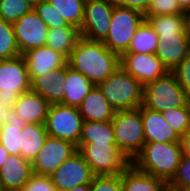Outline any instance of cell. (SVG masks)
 <instances>
[{
	"label": "cell",
	"instance_id": "6da1fadb",
	"mask_svg": "<svg viewBox=\"0 0 190 191\" xmlns=\"http://www.w3.org/2000/svg\"><path fill=\"white\" fill-rule=\"evenodd\" d=\"M67 64L97 85L120 67V56L109 50L102 41H91L81 37Z\"/></svg>",
	"mask_w": 190,
	"mask_h": 191
},
{
	"label": "cell",
	"instance_id": "7a4b0ae2",
	"mask_svg": "<svg viewBox=\"0 0 190 191\" xmlns=\"http://www.w3.org/2000/svg\"><path fill=\"white\" fill-rule=\"evenodd\" d=\"M182 155L181 142H145L131 164L139 171L168 183L174 176Z\"/></svg>",
	"mask_w": 190,
	"mask_h": 191
},
{
	"label": "cell",
	"instance_id": "3957f363",
	"mask_svg": "<svg viewBox=\"0 0 190 191\" xmlns=\"http://www.w3.org/2000/svg\"><path fill=\"white\" fill-rule=\"evenodd\" d=\"M97 86L115 111L142 106L143 85L121 66Z\"/></svg>",
	"mask_w": 190,
	"mask_h": 191
},
{
	"label": "cell",
	"instance_id": "277c9868",
	"mask_svg": "<svg viewBox=\"0 0 190 191\" xmlns=\"http://www.w3.org/2000/svg\"><path fill=\"white\" fill-rule=\"evenodd\" d=\"M111 122L117 148L132 161L145 144L141 106L115 111Z\"/></svg>",
	"mask_w": 190,
	"mask_h": 191
},
{
	"label": "cell",
	"instance_id": "5b68a950",
	"mask_svg": "<svg viewBox=\"0 0 190 191\" xmlns=\"http://www.w3.org/2000/svg\"><path fill=\"white\" fill-rule=\"evenodd\" d=\"M188 105V97L173 72L143 86L144 108L162 112Z\"/></svg>",
	"mask_w": 190,
	"mask_h": 191
},
{
	"label": "cell",
	"instance_id": "8992f818",
	"mask_svg": "<svg viewBox=\"0 0 190 191\" xmlns=\"http://www.w3.org/2000/svg\"><path fill=\"white\" fill-rule=\"evenodd\" d=\"M145 20L144 14L138 10L115 5L111 26L103 44L112 52L121 56L128 51L130 42L137 28Z\"/></svg>",
	"mask_w": 190,
	"mask_h": 191
},
{
	"label": "cell",
	"instance_id": "52a82bcc",
	"mask_svg": "<svg viewBox=\"0 0 190 191\" xmlns=\"http://www.w3.org/2000/svg\"><path fill=\"white\" fill-rule=\"evenodd\" d=\"M77 151L95 176L121 174L131 164L116 143L78 144Z\"/></svg>",
	"mask_w": 190,
	"mask_h": 191
},
{
	"label": "cell",
	"instance_id": "ba28073f",
	"mask_svg": "<svg viewBox=\"0 0 190 191\" xmlns=\"http://www.w3.org/2000/svg\"><path fill=\"white\" fill-rule=\"evenodd\" d=\"M31 90V80L22 55L0 60V102L12 106L19 96Z\"/></svg>",
	"mask_w": 190,
	"mask_h": 191
},
{
	"label": "cell",
	"instance_id": "9c48e42d",
	"mask_svg": "<svg viewBox=\"0 0 190 191\" xmlns=\"http://www.w3.org/2000/svg\"><path fill=\"white\" fill-rule=\"evenodd\" d=\"M83 119L78 107L61 103L51 104L45 120L50 137L67 140L78 146Z\"/></svg>",
	"mask_w": 190,
	"mask_h": 191
},
{
	"label": "cell",
	"instance_id": "30bf717a",
	"mask_svg": "<svg viewBox=\"0 0 190 191\" xmlns=\"http://www.w3.org/2000/svg\"><path fill=\"white\" fill-rule=\"evenodd\" d=\"M114 6L112 0H86L80 27L81 37L91 41H103L111 26Z\"/></svg>",
	"mask_w": 190,
	"mask_h": 191
},
{
	"label": "cell",
	"instance_id": "8fae6325",
	"mask_svg": "<svg viewBox=\"0 0 190 191\" xmlns=\"http://www.w3.org/2000/svg\"><path fill=\"white\" fill-rule=\"evenodd\" d=\"M49 176L57 191H68L79 185L90 184L95 175L76 151Z\"/></svg>",
	"mask_w": 190,
	"mask_h": 191
},
{
	"label": "cell",
	"instance_id": "7c38bea8",
	"mask_svg": "<svg viewBox=\"0 0 190 191\" xmlns=\"http://www.w3.org/2000/svg\"><path fill=\"white\" fill-rule=\"evenodd\" d=\"M76 151L77 147L72 142L48 136L37 157L32 161L33 173L51 175Z\"/></svg>",
	"mask_w": 190,
	"mask_h": 191
},
{
	"label": "cell",
	"instance_id": "4fadbf2b",
	"mask_svg": "<svg viewBox=\"0 0 190 191\" xmlns=\"http://www.w3.org/2000/svg\"><path fill=\"white\" fill-rule=\"evenodd\" d=\"M13 28L20 55L46 45L49 28L34 9L14 22Z\"/></svg>",
	"mask_w": 190,
	"mask_h": 191
},
{
	"label": "cell",
	"instance_id": "5bb4252c",
	"mask_svg": "<svg viewBox=\"0 0 190 191\" xmlns=\"http://www.w3.org/2000/svg\"><path fill=\"white\" fill-rule=\"evenodd\" d=\"M120 66L143 86L169 72L155 54L124 53Z\"/></svg>",
	"mask_w": 190,
	"mask_h": 191
},
{
	"label": "cell",
	"instance_id": "9a60e30c",
	"mask_svg": "<svg viewBox=\"0 0 190 191\" xmlns=\"http://www.w3.org/2000/svg\"><path fill=\"white\" fill-rule=\"evenodd\" d=\"M22 56L25 60L31 82L36 77L45 75L52 70L64 68L68 63V59L64 55L46 45L31 49Z\"/></svg>",
	"mask_w": 190,
	"mask_h": 191
},
{
	"label": "cell",
	"instance_id": "2e32d148",
	"mask_svg": "<svg viewBox=\"0 0 190 191\" xmlns=\"http://www.w3.org/2000/svg\"><path fill=\"white\" fill-rule=\"evenodd\" d=\"M32 174V162L20 155H8L0 168V181L4 191H20Z\"/></svg>",
	"mask_w": 190,
	"mask_h": 191
},
{
	"label": "cell",
	"instance_id": "e0dca14e",
	"mask_svg": "<svg viewBox=\"0 0 190 191\" xmlns=\"http://www.w3.org/2000/svg\"><path fill=\"white\" fill-rule=\"evenodd\" d=\"M145 142H181V136L167 123L161 112L141 106Z\"/></svg>",
	"mask_w": 190,
	"mask_h": 191
},
{
	"label": "cell",
	"instance_id": "ac0fdd59",
	"mask_svg": "<svg viewBox=\"0 0 190 191\" xmlns=\"http://www.w3.org/2000/svg\"><path fill=\"white\" fill-rule=\"evenodd\" d=\"M155 55L172 72L190 54V36H158Z\"/></svg>",
	"mask_w": 190,
	"mask_h": 191
},
{
	"label": "cell",
	"instance_id": "d6986e66",
	"mask_svg": "<svg viewBox=\"0 0 190 191\" xmlns=\"http://www.w3.org/2000/svg\"><path fill=\"white\" fill-rule=\"evenodd\" d=\"M50 105L38 93L30 90L21 94L11 107L27 124H44Z\"/></svg>",
	"mask_w": 190,
	"mask_h": 191
},
{
	"label": "cell",
	"instance_id": "ffe728a7",
	"mask_svg": "<svg viewBox=\"0 0 190 191\" xmlns=\"http://www.w3.org/2000/svg\"><path fill=\"white\" fill-rule=\"evenodd\" d=\"M65 82L66 66L36 77L31 82V90L38 93L50 104L61 103L66 93L63 90V84Z\"/></svg>",
	"mask_w": 190,
	"mask_h": 191
},
{
	"label": "cell",
	"instance_id": "44dd1931",
	"mask_svg": "<svg viewBox=\"0 0 190 191\" xmlns=\"http://www.w3.org/2000/svg\"><path fill=\"white\" fill-rule=\"evenodd\" d=\"M78 108L83 121H110L115 114V110L97 85L88 93Z\"/></svg>",
	"mask_w": 190,
	"mask_h": 191
},
{
	"label": "cell",
	"instance_id": "7402d4cb",
	"mask_svg": "<svg viewBox=\"0 0 190 191\" xmlns=\"http://www.w3.org/2000/svg\"><path fill=\"white\" fill-rule=\"evenodd\" d=\"M122 191H168V183L130 164L121 173Z\"/></svg>",
	"mask_w": 190,
	"mask_h": 191
},
{
	"label": "cell",
	"instance_id": "603a6c76",
	"mask_svg": "<svg viewBox=\"0 0 190 191\" xmlns=\"http://www.w3.org/2000/svg\"><path fill=\"white\" fill-rule=\"evenodd\" d=\"M95 87V84L82 73L74 71L66 65V82L63 90L66 92L61 104L79 107L88 93Z\"/></svg>",
	"mask_w": 190,
	"mask_h": 191
},
{
	"label": "cell",
	"instance_id": "cb8c5ba5",
	"mask_svg": "<svg viewBox=\"0 0 190 191\" xmlns=\"http://www.w3.org/2000/svg\"><path fill=\"white\" fill-rule=\"evenodd\" d=\"M27 123L11 107L0 124V144L9 155H20V135Z\"/></svg>",
	"mask_w": 190,
	"mask_h": 191
},
{
	"label": "cell",
	"instance_id": "d4e9b609",
	"mask_svg": "<svg viewBox=\"0 0 190 191\" xmlns=\"http://www.w3.org/2000/svg\"><path fill=\"white\" fill-rule=\"evenodd\" d=\"M48 136L44 124H26L20 135V156L32 162L37 157Z\"/></svg>",
	"mask_w": 190,
	"mask_h": 191
},
{
	"label": "cell",
	"instance_id": "484cf974",
	"mask_svg": "<svg viewBox=\"0 0 190 191\" xmlns=\"http://www.w3.org/2000/svg\"><path fill=\"white\" fill-rule=\"evenodd\" d=\"M80 38V29L73 25L52 28L48 30L46 46L60 52L68 59Z\"/></svg>",
	"mask_w": 190,
	"mask_h": 191
},
{
	"label": "cell",
	"instance_id": "4316f807",
	"mask_svg": "<svg viewBox=\"0 0 190 191\" xmlns=\"http://www.w3.org/2000/svg\"><path fill=\"white\" fill-rule=\"evenodd\" d=\"M116 143L110 121H83L78 144Z\"/></svg>",
	"mask_w": 190,
	"mask_h": 191
},
{
	"label": "cell",
	"instance_id": "83f0119b",
	"mask_svg": "<svg viewBox=\"0 0 190 191\" xmlns=\"http://www.w3.org/2000/svg\"><path fill=\"white\" fill-rule=\"evenodd\" d=\"M158 36H189L185 14L144 16Z\"/></svg>",
	"mask_w": 190,
	"mask_h": 191
},
{
	"label": "cell",
	"instance_id": "f1b7e54d",
	"mask_svg": "<svg viewBox=\"0 0 190 191\" xmlns=\"http://www.w3.org/2000/svg\"><path fill=\"white\" fill-rule=\"evenodd\" d=\"M159 44L158 35L144 20L137 28L126 53L155 54Z\"/></svg>",
	"mask_w": 190,
	"mask_h": 191
},
{
	"label": "cell",
	"instance_id": "f546056e",
	"mask_svg": "<svg viewBox=\"0 0 190 191\" xmlns=\"http://www.w3.org/2000/svg\"><path fill=\"white\" fill-rule=\"evenodd\" d=\"M69 24L80 29L86 0H47Z\"/></svg>",
	"mask_w": 190,
	"mask_h": 191
},
{
	"label": "cell",
	"instance_id": "4dcf8cb0",
	"mask_svg": "<svg viewBox=\"0 0 190 191\" xmlns=\"http://www.w3.org/2000/svg\"><path fill=\"white\" fill-rule=\"evenodd\" d=\"M20 55L13 24L0 19V60Z\"/></svg>",
	"mask_w": 190,
	"mask_h": 191
},
{
	"label": "cell",
	"instance_id": "1f68e13d",
	"mask_svg": "<svg viewBox=\"0 0 190 191\" xmlns=\"http://www.w3.org/2000/svg\"><path fill=\"white\" fill-rule=\"evenodd\" d=\"M161 114L167 123L181 137L190 130V107L189 105L180 108H171L162 111Z\"/></svg>",
	"mask_w": 190,
	"mask_h": 191
},
{
	"label": "cell",
	"instance_id": "d6a6232c",
	"mask_svg": "<svg viewBox=\"0 0 190 191\" xmlns=\"http://www.w3.org/2000/svg\"><path fill=\"white\" fill-rule=\"evenodd\" d=\"M32 9L26 0H0V19L13 24Z\"/></svg>",
	"mask_w": 190,
	"mask_h": 191
},
{
	"label": "cell",
	"instance_id": "836d02e7",
	"mask_svg": "<svg viewBox=\"0 0 190 191\" xmlns=\"http://www.w3.org/2000/svg\"><path fill=\"white\" fill-rule=\"evenodd\" d=\"M33 9L49 29L70 26L47 0L42 1Z\"/></svg>",
	"mask_w": 190,
	"mask_h": 191
},
{
	"label": "cell",
	"instance_id": "e575fe53",
	"mask_svg": "<svg viewBox=\"0 0 190 191\" xmlns=\"http://www.w3.org/2000/svg\"><path fill=\"white\" fill-rule=\"evenodd\" d=\"M187 186H190V157L182 155L174 176L168 182V190L177 191Z\"/></svg>",
	"mask_w": 190,
	"mask_h": 191
},
{
	"label": "cell",
	"instance_id": "d590c367",
	"mask_svg": "<svg viewBox=\"0 0 190 191\" xmlns=\"http://www.w3.org/2000/svg\"><path fill=\"white\" fill-rule=\"evenodd\" d=\"M177 0H151L144 16L185 14Z\"/></svg>",
	"mask_w": 190,
	"mask_h": 191
},
{
	"label": "cell",
	"instance_id": "8d00e7d4",
	"mask_svg": "<svg viewBox=\"0 0 190 191\" xmlns=\"http://www.w3.org/2000/svg\"><path fill=\"white\" fill-rule=\"evenodd\" d=\"M90 191H122L121 174L94 176Z\"/></svg>",
	"mask_w": 190,
	"mask_h": 191
},
{
	"label": "cell",
	"instance_id": "74e56055",
	"mask_svg": "<svg viewBox=\"0 0 190 191\" xmlns=\"http://www.w3.org/2000/svg\"><path fill=\"white\" fill-rule=\"evenodd\" d=\"M20 191H57L49 175L33 173Z\"/></svg>",
	"mask_w": 190,
	"mask_h": 191
},
{
	"label": "cell",
	"instance_id": "f35d334b",
	"mask_svg": "<svg viewBox=\"0 0 190 191\" xmlns=\"http://www.w3.org/2000/svg\"><path fill=\"white\" fill-rule=\"evenodd\" d=\"M172 72L187 97L190 98V54L187 55Z\"/></svg>",
	"mask_w": 190,
	"mask_h": 191
},
{
	"label": "cell",
	"instance_id": "ab89813d",
	"mask_svg": "<svg viewBox=\"0 0 190 191\" xmlns=\"http://www.w3.org/2000/svg\"><path fill=\"white\" fill-rule=\"evenodd\" d=\"M113 3L117 6L128 7L145 13L149 8L151 0H112Z\"/></svg>",
	"mask_w": 190,
	"mask_h": 191
},
{
	"label": "cell",
	"instance_id": "60d3db41",
	"mask_svg": "<svg viewBox=\"0 0 190 191\" xmlns=\"http://www.w3.org/2000/svg\"><path fill=\"white\" fill-rule=\"evenodd\" d=\"M183 155L190 157V130L181 137Z\"/></svg>",
	"mask_w": 190,
	"mask_h": 191
},
{
	"label": "cell",
	"instance_id": "b9f144b4",
	"mask_svg": "<svg viewBox=\"0 0 190 191\" xmlns=\"http://www.w3.org/2000/svg\"><path fill=\"white\" fill-rule=\"evenodd\" d=\"M10 108L11 106L5 105L2 102H0V124L4 122V117Z\"/></svg>",
	"mask_w": 190,
	"mask_h": 191
},
{
	"label": "cell",
	"instance_id": "7bdbcfd3",
	"mask_svg": "<svg viewBox=\"0 0 190 191\" xmlns=\"http://www.w3.org/2000/svg\"><path fill=\"white\" fill-rule=\"evenodd\" d=\"M8 152L7 150L3 147L2 144H0V168L2 166V164L4 163V161L6 160V158L8 157Z\"/></svg>",
	"mask_w": 190,
	"mask_h": 191
},
{
	"label": "cell",
	"instance_id": "ee69618b",
	"mask_svg": "<svg viewBox=\"0 0 190 191\" xmlns=\"http://www.w3.org/2000/svg\"><path fill=\"white\" fill-rule=\"evenodd\" d=\"M185 23H186V30L188 35L190 36V9L185 11Z\"/></svg>",
	"mask_w": 190,
	"mask_h": 191
},
{
	"label": "cell",
	"instance_id": "f6af8a7d",
	"mask_svg": "<svg viewBox=\"0 0 190 191\" xmlns=\"http://www.w3.org/2000/svg\"><path fill=\"white\" fill-rule=\"evenodd\" d=\"M177 2L184 11L190 9V0H177Z\"/></svg>",
	"mask_w": 190,
	"mask_h": 191
},
{
	"label": "cell",
	"instance_id": "bcb514c9",
	"mask_svg": "<svg viewBox=\"0 0 190 191\" xmlns=\"http://www.w3.org/2000/svg\"><path fill=\"white\" fill-rule=\"evenodd\" d=\"M68 191H90V184L79 185Z\"/></svg>",
	"mask_w": 190,
	"mask_h": 191
},
{
	"label": "cell",
	"instance_id": "7dc6e473",
	"mask_svg": "<svg viewBox=\"0 0 190 191\" xmlns=\"http://www.w3.org/2000/svg\"><path fill=\"white\" fill-rule=\"evenodd\" d=\"M32 8L40 4L44 0H26Z\"/></svg>",
	"mask_w": 190,
	"mask_h": 191
},
{
	"label": "cell",
	"instance_id": "c3c4849f",
	"mask_svg": "<svg viewBox=\"0 0 190 191\" xmlns=\"http://www.w3.org/2000/svg\"><path fill=\"white\" fill-rule=\"evenodd\" d=\"M177 191H190V186L180 188Z\"/></svg>",
	"mask_w": 190,
	"mask_h": 191
},
{
	"label": "cell",
	"instance_id": "681fc988",
	"mask_svg": "<svg viewBox=\"0 0 190 191\" xmlns=\"http://www.w3.org/2000/svg\"><path fill=\"white\" fill-rule=\"evenodd\" d=\"M0 191H4L1 181H0Z\"/></svg>",
	"mask_w": 190,
	"mask_h": 191
},
{
	"label": "cell",
	"instance_id": "f907efd6",
	"mask_svg": "<svg viewBox=\"0 0 190 191\" xmlns=\"http://www.w3.org/2000/svg\"><path fill=\"white\" fill-rule=\"evenodd\" d=\"M188 105H189V107H190V98H188Z\"/></svg>",
	"mask_w": 190,
	"mask_h": 191
}]
</instances>
